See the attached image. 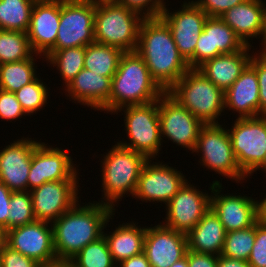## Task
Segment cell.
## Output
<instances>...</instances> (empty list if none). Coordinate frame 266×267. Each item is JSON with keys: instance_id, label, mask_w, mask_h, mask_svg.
Segmentation results:
<instances>
[{"instance_id": "obj_1", "label": "cell", "mask_w": 266, "mask_h": 267, "mask_svg": "<svg viewBox=\"0 0 266 267\" xmlns=\"http://www.w3.org/2000/svg\"><path fill=\"white\" fill-rule=\"evenodd\" d=\"M114 212L111 206L98 201L85 205L78 201L51 223L57 261H69L87 244L102 237Z\"/></svg>"}, {"instance_id": "obj_2", "label": "cell", "mask_w": 266, "mask_h": 267, "mask_svg": "<svg viewBox=\"0 0 266 267\" xmlns=\"http://www.w3.org/2000/svg\"><path fill=\"white\" fill-rule=\"evenodd\" d=\"M135 51L165 92L190 69L177 49L171 30L160 17L142 20Z\"/></svg>"}, {"instance_id": "obj_3", "label": "cell", "mask_w": 266, "mask_h": 267, "mask_svg": "<svg viewBox=\"0 0 266 267\" xmlns=\"http://www.w3.org/2000/svg\"><path fill=\"white\" fill-rule=\"evenodd\" d=\"M164 93L150 75L143 58L136 51L124 52L112 78L109 102L101 112L113 114L124 106L149 104Z\"/></svg>"}, {"instance_id": "obj_4", "label": "cell", "mask_w": 266, "mask_h": 267, "mask_svg": "<svg viewBox=\"0 0 266 267\" xmlns=\"http://www.w3.org/2000/svg\"><path fill=\"white\" fill-rule=\"evenodd\" d=\"M105 154L100 166L104 195L99 203L111 206L116 210L115 206L123 196L127 194L134 196L142 168L149 159L142 153L125 148L118 143Z\"/></svg>"}, {"instance_id": "obj_5", "label": "cell", "mask_w": 266, "mask_h": 267, "mask_svg": "<svg viewBox=\"0 0 266 267\" xmlns=\"http://www.w3.org/2000/svg\"><path fill=\"white\" fill-rule=\"evenodd\" d=\"M167 93L204 125L220 124L225 112L224 91L197 68H190Z\"/></svg>"}, {"instance_id": "obj_6", "label": "cell", "mask_w": 266, "mask_h": 267, "mask_svg": "<svg viewBox=\"0 0 266 267\" xmlns=\"http://www.w3.org/2000/svg\"><path fill=\"white\" fill-rule=\"evenodd\" d=\"M142 20L138 13L117 1L97 2L94 15L95 42L133 52L137 47Z\"/></svg>"}, {"instance_id": "obj_7", "label": "cell", "mask_w": 266, "mask_h": 267, "mask_svg": "<svg viewBox=\"0 0 266 267\" xmlns=\"http://www.w3.org/2000/svg\"><path fill=\"white\" fill-rule=\"evenodd\" d=\"M124 112L125 133L127 141L117 142L119 145L142 153L148 159L158 156L163 144L158 116V100L144 105H128L114 112Z\"/></svg>"}, {"instance_id": "obj_8", "label": "cell", "mask_w": 266, "mask_h": 267, "mask_svg": "<svg viewBox=\"0 0 266 267\" xmlns=\"http://www.w3.org/2000/svg\"><path fill=\"white\" fill-rule=\"evenodd\" d=\"M220 124L204 125L199 132L193 153H200V165L218 175L242 183L248 178L239 168L228 130ZM202 153V154H201ZM242 180V181H241Z\"/></svg>"}, {"instance_id": "obj_9", "label": "cell", "mask_w": 266, "mask_h": 267, "mask_svg": "<svg viewBox=\"0 0 266 267\" xmlns=\"http://www.w3.org/2000/svg\"><path fill=\"white\" fill-rule=\"evenodd\" d=\"M227 130L238 166L248 177L266 156V115L236 118Z\"/></svg>"}, {"instance_id": "obj_10", "label": "cell", "mask_w": 266, "mask_h": 267, "mask_svg": "<svg viewBox=\"0 0 266 267\" xmlns=\"http://www.w3.org/2000/svg\"><path fill=\"white\" fill-rule=\"evenodd\" d=\"M96 3L89 0H60V22L55 50L86 47L95 42Z\"/></svg>"}, {"instance_id": "obj_11", "label": "cell", "mask_w": 266, "mask_h": 267, "mask_svg": "<svg viewBox=\"0 0 266 267\" xmlns=\"http://www.w3.org/2000/svg\"><path fill=\"white\" fill-rule=\"evenodd\" d=\"M181 7L174 10L175 12H170L165 7L160 18L171 30L180 54L188 62L190 68H195V48L208 15L194 0L184 1Z\"/></svg>"}, {"instance_id": "obj_12", "label": "cell", "mask_w": 266, "mask_h": 267, "mask_svg": "<svg viewBox=\"0 0 266 267\" xmlns=\"http://www.w3.org/2000/svg\"><path fill=\"white\" fill-rule=\"evenodd\" d=\"M161 138L193 151L204 124L167 92L158 99Z\"/></svg>"}, {"instance_id": "obj_13", "label": "cell", "mask_w": 266, "mask_h": 267, "mask_svg": "<svg viewBox=\"0 0 266 267\" xmlns=\"http://www.w3.org/2000/svg\"><path fill=\"white\" fill-rule=\"evenodd\" d=\"M181 172L168 164L149 159L142 168L133 198L145 203L163 202L167 205L187 181Z\"/></svg>"}, {"instance_id": "obj_14", "label": "cell", "mask_w": 266, "mask_h": 267, "mask_svg": "<svg viewBox=\"0 0 266 267\" xmlns=\"http://www.w3.org/2000/svg\"><path fill=\"white\" fill-rule=\"evenodd\" d=\"M211 195L193 186L188 180L165 206L164 226L187 234L210 209Z\"/></svg>"}, {"instance_id": "obj_15", "label": "cell", "mask_w": 266, "mask_h": 267, "mask_svg": "<svg viewBox=\"0 0 266 267\" xmlns=\"http://www.w3.org/2000/svg\"><path fill=\"white\" fill-rule=\"evenodd\" d=\"M73 162L67 150L40 142L35 147L31 158L28 191L41 186L45 182L80 179L77 172L78 168L75 167L76 164Z\"/></svg>"}, {"instance_id": "obj_16", "label": "cell", "mask_w": 266, "mask_h": 267, "mask_svg": "<svg viewBox=\"0 0 266 267\" xmlns=\"http://www.w3.org/2000/svg\"><path fill=\"white\" fill-rule=\"evenodd\" d=\"M6 245L22 255L34 259L42 266L57 261L53 243V228L49 222L35 220L7 230Z\"/></svg>"}, {"instance_id": "obj_17", "label": "cell", "mask_w": 266, "mask_h": 267, "mask_svg": "<svg viewBox=\"0 0 266 267\" xmlns=\"http://www.w3.org/2000/svg\"><path fill=\"white\" fill-rule=\"evenodd\" d=\"M222 184L215 180L210 185V208L219 217L226 232L249 228L258 221V200L222 192Z\"/></svg>"}, {"instance_id": "obj_18", "label": "cell", "mask_w": 266, "mask_h": 267, "mask_svg": "<svg viewBox=\"0 0 266 267\" xmlns=\"http://www.w3.org/2000/svg\"><path fill=\"white\" fill-rule=\"evenodd\" d=\"M79 180L45 182L30 191L36 220L53 223L79 200Z\"/></svg>"}, {"instance_id": "obj_19", "label": "cell", "mask_w": 266, "mask_h": 267, "mask_svg": "<svg viewBox=\"0 0 266 267\" xmlns=\"http://www.w3.org/2000/svg\"><path fill=\"white\" fill-rule=\"evenodd\" d=\"M187 235L161 222L146 228L143 252L151 267H171L186 256Z\"/></svg>"}, {"instance_id": "obj_20", "label": "cell", "mask_w": 266, "mask_h": 267, "mask_svg": "<svg viewBox=\"0 0 266 267\" xmlns=\"http://www.w3.org/2000/svg\"><path fill=\"white\" fill-rule=\"evenodd\" d=\"M60 22V0H36L31 13L27 37L39 58L55 50Z\"/></svg>"}, {"instance_id": "obj_21", "label": "cell", "mask_w": 266, "mask_h": 267, "mask_svg": "<svg viewBox=\"0 0 266 267\" xmlns=\"http://www.w3.org/2000/svg\"><path fill=\"white\" fill-rule=\"evenodd\" d=\"M39 143L23 136L0 149V182L12 192L28 191L31 158Z\"/></svg>"}, {"instance_id": "obj_22", "label": "cell", "mask_w": 266, "mask_h": 267, "mask_svg": "<svg viewBox=\"0 0 266 267\" xmlns=\"http://www.w3.org/2000/svg\"><path fill=\"white\" fill-rule=\"evenodd\" d=\"M245 46L220 17L208 16L195 48V68L218 55L241 51Z\"/></svg>"}, {"instance_id": "obj_23", "label": "cell", "mask_w": 266, "mask_h": 267, "mask_svg": "<svg viewBox=\"0 0 266 267\" xmlns=\"http://www.w3.org/2000/svg\"><path fill=\"white\" fill-rule=\"evenodd\" d=\"M112 79L83 68L65 87L66 96L74 103L101 111L109 102ZM76 101V102H75Z\"/></svg>"}, {"instance_id": "obj_24", "label": "cell", "mask_w": 266, "mask_h": 267, "mask_svg": "<svg viewBox=\"0 0 266 267\" xmlns=\"http://www.w3.org/2000/svg\"><path fill=\"white\" fill-rule=\"evenodd\" d=\"M224 100L225 110L239 113L238 118L260 116L258 78L256 70L250 64L224 92Z\"/></svg>"}, {"instance_id": "obj_25", "label": "cell", "mask_w": 266, "mask_h": 267, "mask_svg": "<svg viewBox=\"0 0 266 267\" xmlns=\"http://www.w3.org/2000/svg\"><path fill=\"white\" fill-rule=\"evenodd\" d=\"M245 46L241 51L229 54H221L206 60L197 69L224 92L239 78L242 71L249 64L251 48Z\"/></svg>"}, {"instance_id": "obj_26", "label": "cell", "mask_w": 266, "mask_h": 267, "mask_svg": "<svg viewBox=\"0 0 266 267\" xmlns=\"http://www.w3.org/2000/svg\"><path fill=\"white\" fill-rule=\"evenodd\" d=\"M265 0H245L226 11L220 18L230 26L247 46L250 39L258 38L262 31Z\"/></svg>"}, {"instance_id": "obj_27", "label": "cell", "mask_w": 266, "mask_h": 267, "mask_svg": "<svg viewBox=\"0 0 266 267\" xmlns=\"http://www.w3.org/2000/svg\"><path fill=\"white\" fill-rule=\"evenodd\" d=\"M186 235L188 250L221 255L226 231L211 208Z\"/></svg>"}, {"instance_id": "obj_28", "label": "cell", "mask_w": 266, "mask_h": 267, "mask_svg": "<svg viewBox=\"0 0 266 267\" xmlns=\"http://www.w3.org/2000/svg\"><path fill=\"white\" fill-rule=\"evenodd\" d=\"M146 228L132 222L119 224L113 232L103 236L107 241L109 251L116 264L134 255L143 253Z\"/></svg>"}, {"instance_id": "obj_29", "label": "cell", "mask_w": 266, "mask_h": 267, "mask_svg": "<svg viewBox=\"0 0 266 267\" xmlns=\"http://www.w3.org/2000/svg\"><path fill=\"white\" fill-rule=\"evenodd\" d=\"M123 53L117 47L93 42L85 47L84 68L112 79Z\"/></svg>"}, {"instance_id": "obj_30", "label": "cell", "mask_w": 266, "mask_h": 267, "mask_svg": "<svg viewBox=\"0 0 266 267\" xmlns=\"http://www.w3.org/2000/svg\"><path fill=\"white\" fill-rule=\"evenodd\" d=\"M35 62L32 56L26 60L0 64V89L15 93L34 81L38 77Z\"/></svg>"}, {"instance_id": "obj_31", "label": "cell", "mask_w": 266, "mask_h": 267, "mask_svg": "<svg viewBox=\"0 0 266 267\" xmlns=\"http://www.w3.org/2000/svg\"><path fill=\"white\" fill-rule=\"evenodd\" d=\"M36 0H0V29L27 33Z\"/></svg>"}, {"instance_id": "obj_32", "label": "cell", "mask_w": 266, "mask_h": 267, "mask_svg": "<svg viewBox=\"0 0 266 267\" xmlns=\"http://www.w3.org/2000/svg\"><path fill=\"white\" fill-rule=\"evenodd\" d=\"M85 47H71L62 50H54L45 58L47 64L56 67L63 86L69 85L74 77L84 68ZM65 84V85H64Z\"/></svg>"}, {"instance_id": "obj_33", "label": "cell", "mask_w": 266, "mask_h": 267, "mask_svg": "<svg viewBox=\"0 0 266 267\" xmlns=\"http://www.w3.org/2000/svg\"><path fill=\"white\" fill-rule=\"evenodd\" d=\"M35 54L27 33L0 29V64L26 60Z\"/></svg>"}, {"instance_id": "obj_34", "label": "cell", "mask_w": 266, "mask_h": 267, "mask_svg": "<svg viewBox=\"0 0 266 267\" xmlns=\"http://www.w3.org/2000/svg\"><path fill=\"white\" fill-rule=\"evenodd\" d=\"M69 261L74 267H117L104 236L87 244Z\"/></svg>"}, {"instance_id": "obj_35", "label": "cell", "mask_w": 266, "mask_h": 267, "mask_svg": "<svg viewBox=\"0 0 266 267\" xmlns=\"http://www.w3.org/2000/svg\"><path fill=\"white\" fill-rule=\"evenodd\" d=\"M255 242V224L249 228L226 232L221 255L247 261Z\"/></svg>"}, {"instance_id": "obj_36", "label": "cell", "mask_w": 266, "mask_h": 267, "mask_svg": "<svg viewBox=\"0 0 266 267\" xmlns=\"http://www.w3.org/2000/svg\"><path fill=\"white\" fill-rule=\"evenodd\" d=\"M39 77L15 92L16 98L27 116L33 115V113L43 109L46 106L45 104H48L50 88L48 89L45 82L43 83Z\"/></svg>"}, {"instance_id": "obj_37", "label": "cell", "mask_w": 266, "mask_h": 267, "mask_svg": "<svg viewBox=\"0 0 266 267\" xmlns=\"http://www.w3.org/2000/svg\"><path fill=\"white\" fill-rule=\"evenodd\" d=\"M9 208L8 230L36 220L30 191L12 192Z\"/></svg>"}, {"instance_id": "obj_38", "label": "cell", "mask_w": 266, "mask_h": 267, "mask_svg": "<svg viewBox=\"0 0 266 267\" xmlns=\"http://www.w3.org/2000/svg\"><path fill=\"white\" fill-rule=\"evenodd\" d=\"M129 10L138 13L143 19L158 18L166 5L165 0H116Z\"/></svg>"}, {"instance_id": "obj_39", "label": "cell", "mask_w": 266, "mask_h": 267, "mask_svg": "<svg viewBox=\"0 0 266 267\" xmlns=\"http://www.w3.org/2000/svg\"><path fill=\"white\" fill-rule=\"evenodd\" d=\"M250 267H266V226L255 223V242L248 258Z\"/></svg>"}, {"instance_id": "obj_40", "label": "cell", "mask_w": 266, "mask_h": 267, "mask_svg": "<svg viewBox=\"0 0 266 267\" xmlns=\"http://www.w3.org/2000/svg\"><path fill=\"white\" fill-rule=\"evenodd\" d=\"M26 116L15 93L0 89V118L2 120H16Z\"/></svg>"}, {"instance_id": "obj_41", "label": "cell", "mask_w": 266, "mask_h": 267, "mask_svg": "<svg viewBox=\"0 0 266 267\" xmlns=\"http://www.w3.org/2000/svg\"><path fill=\"white\" fill-rule=\"evenodd\" d=\"M253 53L249 64L256 70L259 86L260 116L266 115V58L259 53Z\"/></svg>"}, {"instance_id": "obj_42", "label": "cell", "mask_w": 266, "mask_h": 267, "mask_svg": "<svg viewBox=\"0 0 266 267\" xmlns=\"http://www.w3.org/2000/svg\"><path fill=\"white\" fill-rule=\"evenodd\" d=\"M0 267H43L34 259L26 257L13 250L9 246H5L0 252Z\"/></svg>"}, {"instance_id": "obj_43", "label": "cell", "mask_w": 266, "mask_h": 267, "mask_svg": "<svg viewBox=\"0 0 266 267\" xmlns=\"http://www.w3.org/2000/svg\"><path fill=\"white\" fill-rule=\"evenodd\" d=\"M245 0H196L194 1L209 17H220L226 11Z\"/></svg>"}, {"instance_id": "obj_44", "label": "cell", "mask_w": 266, "mask_h": 267, "mask_svg": "<svg viewBox=\"0 0 266 267\" xmlns=\"http://www.w3.org/2000/svg\"><path fill=\"white\" fill-rule=\"evenodd\" d=\"M218 256L188 250V267H217Z\"/></svg>"}, {"instance_id": "obj_45", "label": "cell", "mask_w": 266, "mask_h": 267, "mask_svg": "<svg viewBox=\"0 0 266 267\" xmlns=\"http://www.w3.org/2000/svg\"><path fill=\"white\" fill-rule=\"evenodd\" d=\"M12 191L2 182H0V225L8 230L9 204Z\"/></svg>"}, {"instance_id": "obj_46", "label": "cell", "mask_w": 266, "mask_h": 267, "mask_svg": "<svg viewBox=\"0 0 266 267\" xmlns=\"http://www.w3.org/2000/svg\"><path fill=\"white\" fill-rule=\"evenodd\" d=\"M117 267H151L146 255L143 253L134 255L117 264Z\"/></svg>"}, {"instance_id": "obj_47", "label": "cell", "mask_w": 266, "mask_h": 267, "mask_svg": "<svg viewBox=\"0 0 266 267\" xmlns=\"http://www.w3.org/2000/svg\"><path fill=\"white\" fill-rule=\"evenodd\" d=\"M217 267H250L248 261L218 256Z\"/></svg>"}, {"instance_id": "obj_48", "label": "cell", "mask_w": 266, "mask_h": 267, "mask_svg": "<svg viewBox=\"0 0 266 267\" xmlns=\"http://www.w3.org/2000/svg\"><path fill=\"white\" fill-rule=\"evenodd\" d=\"M258 201V221L266 226V195Z\"/></svg>"}, {"instance_id": "obj_49", "label": "cell", "mask_w": 266, "mask_h": 267, "mask_svg": "<svg viewBox=\"0 0 266 267\" xmlns=\"http://www.w3.org/2000/svg\"><path fill=\"white\" fill-rule=\"evenodd\" d=\"M261 37V38H260ZM258 39H261V50L257 53L262 54L266 50V7L263 13L262 31Z\"/></svg>"}, {"instance_id": "obj_50", "label": "cell", "mask_w": 266, "mask_h": 267, "mask_svg": "<svg viewBox=\"0 0 266 267\" xmlns=\"http://www.w3.org/2000/svg\"><path fill=\"white\" fill-rule=\"evenodd\" d=\"M7 230L0 225V252L6 246Z\"/></svg>"}, {"instance_id": "obj_51", "label": "cell", "mask_w": 266, "mask_h": 267, "mask_svg": "<svg viewBox=\"0 0 266 267\" xmlns=\"http://www.w3.org/2000/svg\"><path fill=\"white\" fill-rule=\"evenodd\" d=\"M43 267H74L70 261H56Z\"/></svg>"}, {"instance_id": "obj_52", "label": "cell", "mask_w": 266, "mask_h": 267, "mask_svg": "<svg viewBox=\"0 0 266 267\" xmlns=\"http://www.w3.org/2000/svg\"><path fill=\"white\" fill-rule=\"evenodd\" d=\"M171 267H188V250L186 256L181 260L175 262Z\"/></svg>"}, {"instance_id": "obj_53", "label": "cell", "mask_w": 266, "mask_h": 267, "mask_svg": "<svg viewBox=\"0 0 266 267\" xmlns=\"http://www.w3.org/2000/svg\"><path fill=\"white\" fill-rule=\"evenodd\" d=\"M257 170H262L266 174V156L263 162L248 177L250 178V176H253L252 174H254V172H256Z\"/></svg>"}, {"instance_id": "obj_54", "label": "cell", "mask_w": 266, "mask_h": 267, "mask_svg": "<svg viewBox=\"0 0 266 267\" xmlns=\"http://www.w3.org/2000/svg\"><path fill=\"white\" fill-rule=\"evenodd\" d=\"M89 1H92V2H104V1H116V0H89Z\"/></svg>"}, {"instance_id": "obj_55", "label": "cell", "mask_w": 266, "mask_h": 267, "mask_svg": "<svg viewBox=\"0 0 266 267\" xmlns=\"http://www.w3.org/2000/svg\"><path fill=\"white\" fill-rule=\"evenodd\" d=\"M262 55L266 58V50L262 53Z\"/></svg>"}]
</instances>
